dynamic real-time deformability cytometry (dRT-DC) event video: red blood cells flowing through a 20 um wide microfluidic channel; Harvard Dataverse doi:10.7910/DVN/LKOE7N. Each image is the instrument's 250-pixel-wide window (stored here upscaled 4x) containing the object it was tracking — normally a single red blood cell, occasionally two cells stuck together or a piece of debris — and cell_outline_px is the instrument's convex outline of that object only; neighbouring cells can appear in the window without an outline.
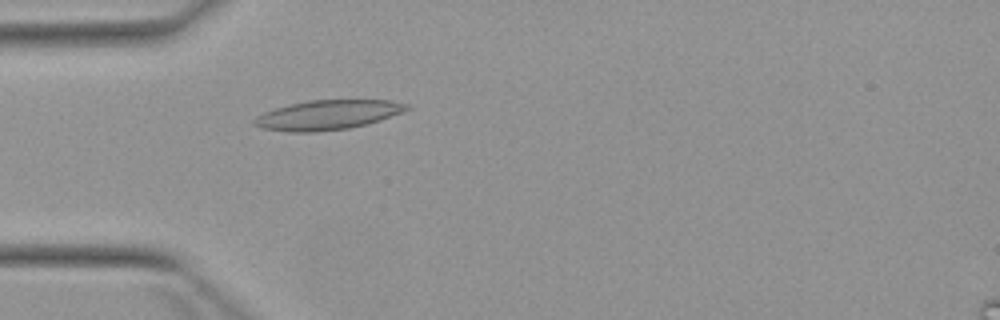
{"species": "Egyptian fruit bat (a non-hibernating species)", "species_latin": "Rousettus aegyptiacus", "temperature_condition": "warm", "stored_images_in_passage": 1, "camera_frame_rate_fps": 3000, "um_per_image_px": 0.085, "animal": {"sex": "female"}, "frame": {"image": 1, "passage_image": 1, "time_ms": 0.0, "image_size_px": [1000, 320], "cell_outline_px": [[412, 108], [380, 120], [368, 124], [348, 128], [316, 132], [288, 132], [260, 128], [252, 124], [252, 120], [256, 116], [264, 112], [288, 104], [308, 100], [388, 100], [408, 104]], "centroid_in_image_um": [27.81, 9.77], "position_along_channel_um": 57.2, "area_um2": 26.41}}